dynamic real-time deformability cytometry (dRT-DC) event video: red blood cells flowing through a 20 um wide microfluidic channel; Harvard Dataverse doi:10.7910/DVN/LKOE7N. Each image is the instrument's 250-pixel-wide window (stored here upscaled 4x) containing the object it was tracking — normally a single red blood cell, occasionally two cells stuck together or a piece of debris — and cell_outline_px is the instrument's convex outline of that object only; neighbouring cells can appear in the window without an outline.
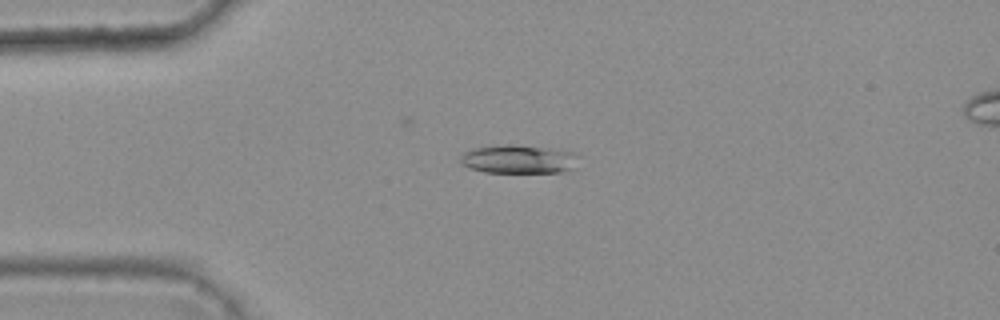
{"species": "common noctule bat (a hibernating species)", "species_latin": "Nyctalus noctula", "temperature_condition": "warm", "stored_images_in_passage": 4, "camera_frame_rate_fps": 3000, "um_per_image_px": 0.085, "animal": {"sex": "female", "body_mass_g": 25.1}, "frame": {"image": 1, "passage_image": 1, "time_ms": 0.0, "image_size_px": [1000, 320], "cell_outline_px": [[576, 156], [572, 168], [560, 172], [484, 172], [468, 168], [460, 160], [460, 156], [464, 152], [472, 148], [504, 144], [508, 144], [544, 148], [572, 152]], "centroid_in_image_um": [43.97, 13.53], "position_along_channel_um": 41.0, "area_um2": 19.19}}
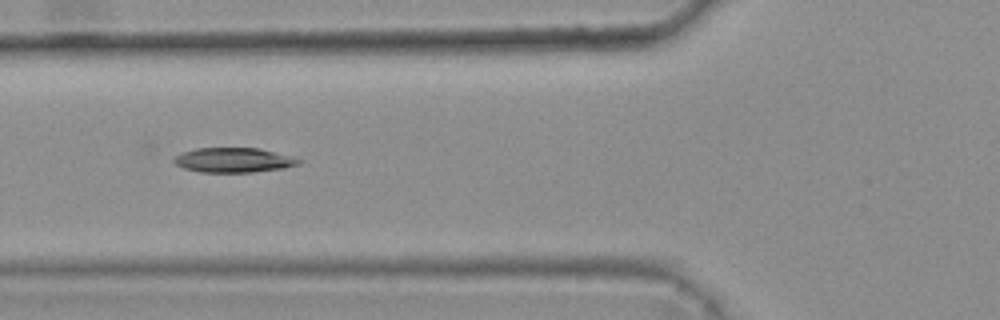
{"frame": {"image": 2, "passage_image": 3, "time_ms": 0.667, "image_size_px": [1000, 320], "cell_outline_px": [[304, 160], [300, 164], [284, 168], [252, 172], [200, 172], [184, 168], [176, 164], [172, 160], [176, 156], [184, 152], [196, 148], [260, 148], [292, 156]], "centroid_in_image_um": [19.91, 13.6], "position_along_channel_um": 105.9, "area_um2": 17.98}}
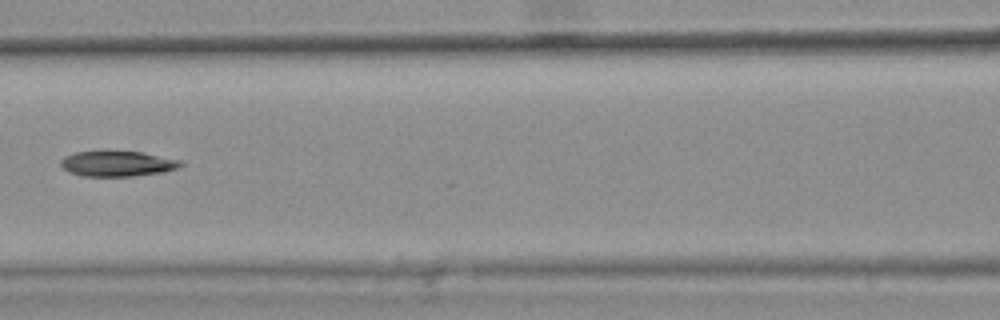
{"frame": {"image": 3, "passage_image": 4, "time_ms": 1.0, "image_size_px": [1000, 320], "cell_outline_px": [[184, 164], [176, 168], [164, 172], [132, 176], [84, 176], [68, 172], [60, 164], [60, 160], [64, 156], [76, 152], [108, 148], [140, 152], [180, 160]], "centroid_in_image_um": [9.92, 13.87], "position_along_channel_um": 156.7, "area_um2": 18.38}}